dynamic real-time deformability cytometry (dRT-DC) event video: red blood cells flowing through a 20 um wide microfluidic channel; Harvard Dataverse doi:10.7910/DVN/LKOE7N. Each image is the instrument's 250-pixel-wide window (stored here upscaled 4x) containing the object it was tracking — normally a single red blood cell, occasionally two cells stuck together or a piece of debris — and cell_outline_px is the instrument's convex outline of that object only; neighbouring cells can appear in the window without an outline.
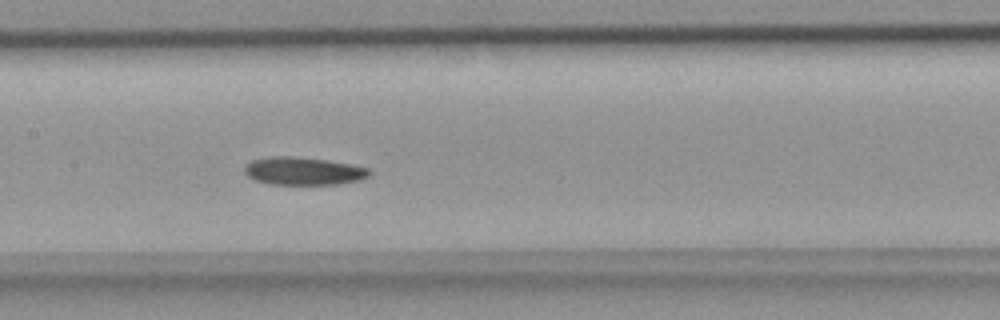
{"species": "common noctule bat (a hibernating species)", "species_latin": "Nyctalus noctula", "temperature_condition": "room temperature", "stored_images_in_passage": 38, "camera_frame_rate_fps": 3000, "um_per_image_px": 0.085, "animal": {"sex": "female", "body_mass_g": 18.4}, "frame": {"image": 1, "passage_image": 12, "time_ms": 3.667, "image_size_px": [1000, 320], "cell_outline_px": [[372, 172], [368, 176], [360, 180], [340, 184], [268, 184], [256, 180], [248, 176], [244, 172], [244, 164], [252, 160], [268, 156], [288, 156], [328, 160], [352, 164], [368, 168]], "centroid_in_image_um": [25.78, 14.53], "position_along_channel_um": 181.6, "area_um2": 20.4}}
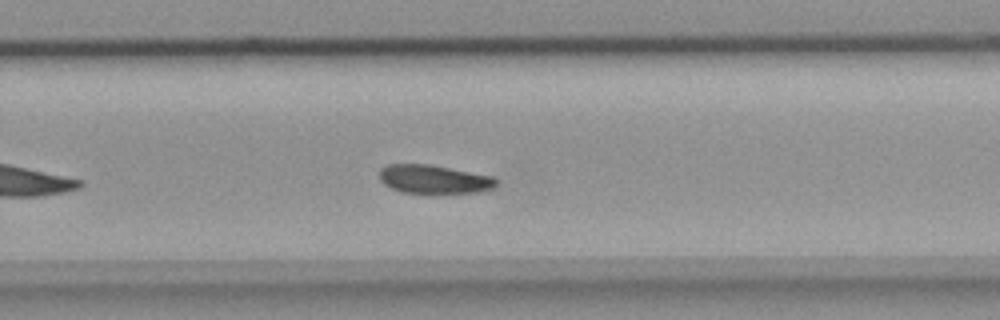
{"frame": {"image": 2, "passage_image": 20, "time_ms": 6.333, "image_size_px": [1000, 320], "cell_outline_px": [[500, 180], [492, 188], [480, 192], [400, 192], [384, 184], [380, 180], [380, 168], [388, 164], [428, 164], [492, 176]], "centroid_in_image_um": [36.88, 15.22], "position_along_channel_um": 292.9, "area_um2": 19.19}}
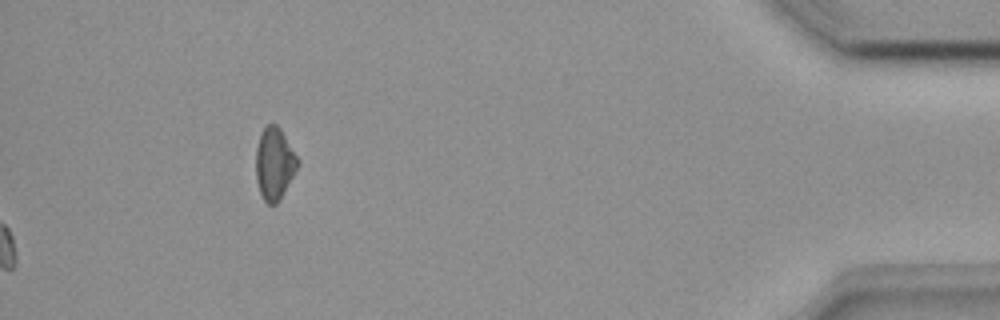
{"frame": {"image": 3, "passage_image": 38, "time_ms": 12.333, "image_size_px": [1000, 320], "cell_outline_px": [[300, 164], [280, 200], [276, 204], [268, 204], [264, 200], [260, 192], [256, 180], [256, 148], [260, 136], [264, 128], [268, 124], [276, 124], [280, 128], [300, 160]], "centroid_in_image_um": [23.34, 13.92], "position_along_channel_um": 411.9, "area_um2": 17.63}}